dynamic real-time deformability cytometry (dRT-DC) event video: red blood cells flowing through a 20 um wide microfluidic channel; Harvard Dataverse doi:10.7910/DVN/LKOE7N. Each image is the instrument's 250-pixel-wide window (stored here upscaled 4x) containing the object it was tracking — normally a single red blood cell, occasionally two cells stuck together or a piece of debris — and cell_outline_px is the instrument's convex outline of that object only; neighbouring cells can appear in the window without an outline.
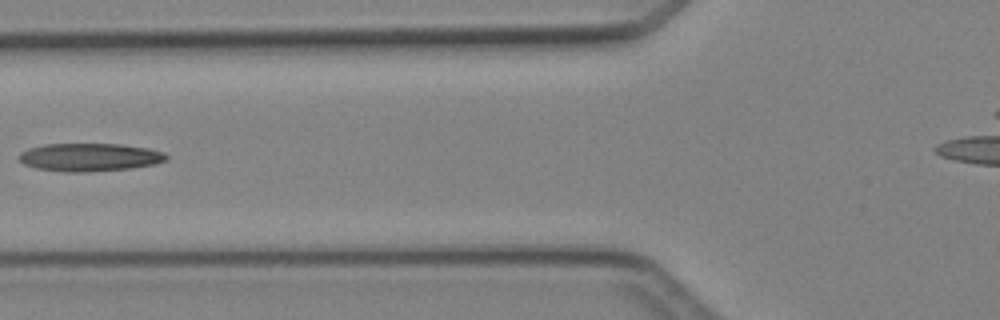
{"species": "Egyptian fruit bat (a non-hibernating species)", "species_latin": "Rousettus aegyptiacus", "temperature_condition": "cold", "stored_images_in_passage": 5, "camera_frame_rate_fps": 3000, "um_per_image_px": 0.085, "animal": {"sex": "female"}, "frame": {"image": 1, "passage_image": 5, "time_ms": 5.667, "image_size_px": [1000, 320], "cell_outline_px": [[168, 160], [156, 164], [132, 168], [76, 172], [64, 172], [36, 168], [24, 164], [20, 160], [20, 152], [28, 148], [44, 144], [120, 144], [148, 148], [164, 152], [168, 156]], "centroid_in_image_um": [7.64, 13.36], "position_along_channel_um": 118.2, "area_um2": 24.04}}